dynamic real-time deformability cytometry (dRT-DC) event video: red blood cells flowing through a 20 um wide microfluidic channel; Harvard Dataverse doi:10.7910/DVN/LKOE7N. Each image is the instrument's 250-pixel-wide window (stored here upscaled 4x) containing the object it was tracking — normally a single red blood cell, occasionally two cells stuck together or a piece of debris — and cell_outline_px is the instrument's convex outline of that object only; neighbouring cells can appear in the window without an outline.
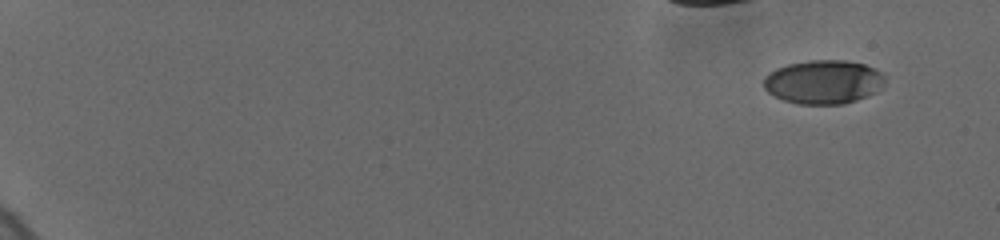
{"species": "human", "species_latin": "Homo sapiens", "temperature_condition": "cold", "stored_images_in_passage": 55, "camera_frame_rate_fps": 3000, "um_per_image_px": 0.085, "donor": {"sex": "female"}, "frame": {"image": 1, "passage_image": 1, "time_ms": 0.0, "image_size_px": [1000, 240], "cell_outline_px": [[884, 84], [876, 92], [856, 100], [844, 104], [796, 104], [784, 100], [768, 92], [764, 88], [764, 76], [768, 72], [776, 68], [788, 64], [808, 60], [848, 60], [864, 64], [876, 68], [884, 72]], "centroid_in_image_um": [70.01, 6.95], "position_along_channel_um": 15.0, "area_um2": 31.27}}
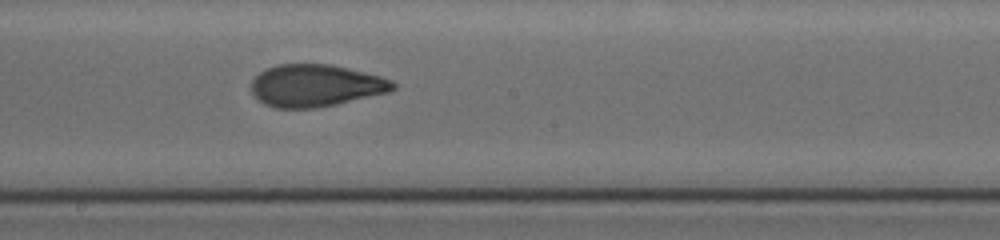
{"frame": {"image": 2, "passage_image": 32, "time_ms": 10.667, "image_size_px": [1000, 240], "cell_outline_px": [[396, 88], [388, 92], [336, 104], [316, 108], [276, 108], [264, 104], [256, 100], [252, 96], [252, 80], [260, 72], [276, 64], [328, 64], [380, 76], [392, 80], [396, 84]], "centroid_in_image_um": [26.79, 7.28], "position_along_channel_um": 221.4, "area_um2": 34.74}}
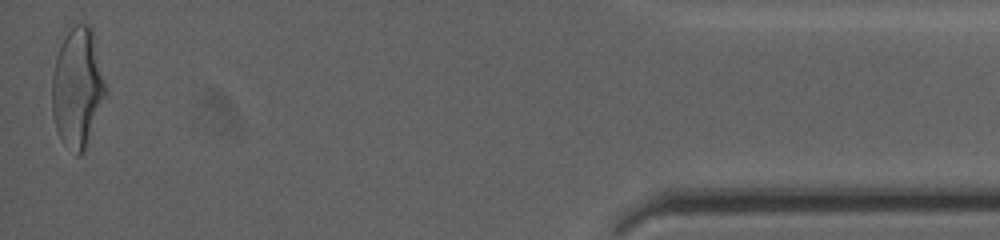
{"frame": {"image": 3, "passage_image": 55, "time_ms": 18.0, "image_size_px": [1000, 240], "cell_outline_px": [[108, 92], [84, 148], [80, 156], [76, 156], [60, 140], [52, 116], [52, 76], [56, 56], [60, 44], [68, 32], [76, 24], [88, 24], [92, 28], [108, 88]], "centroid_in_image_um": [6.59, 7.45], "position_along_channel_um": 428.6, "area_um2": 37.51}, "authors_computed_cell_mechanics": {"area_um2": 34.391, "velocity_mm_per_s": 3.7058, "shape_relaxation_time_tau1_ms": 5.4218, "shape_relaxation_time_tau2_ms": 1.1946, "deformation_change_tau1": 0.1879, "deformation_change_tau2": 0.0758}}